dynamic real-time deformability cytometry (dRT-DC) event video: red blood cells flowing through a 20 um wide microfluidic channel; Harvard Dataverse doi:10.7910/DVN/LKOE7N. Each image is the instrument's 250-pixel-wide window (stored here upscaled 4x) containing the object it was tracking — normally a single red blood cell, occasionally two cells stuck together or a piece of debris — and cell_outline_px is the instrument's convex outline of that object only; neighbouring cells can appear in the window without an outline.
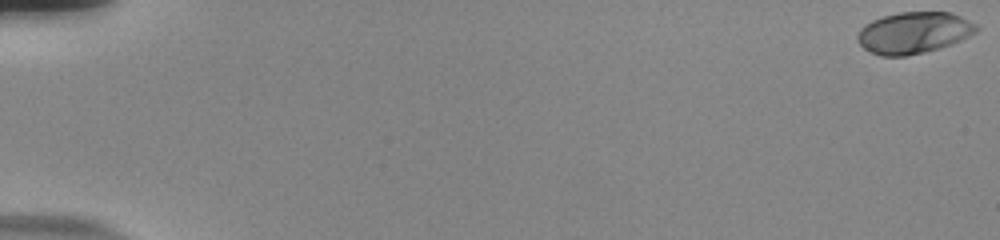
{"species": "human", "species_latin": "Homo sapiens", "temperature_condition": "room temperature", "stored_images_in_passage": 57, "camera_frame_rate_fps": 3000, "um_per_image_px": 0.085, "donor": {"sex": "male"}, "frame": {"image": 1, "passage_image": 1, "time_ms": 0.0, "image_size_px": [1000, 240], "cell_outline_px": [[980, 28], [976, 32], [952, 44], [940, 48], [924, 52], [904, 56], [880, 56], [868, 52], [856, 40], [856, 36], [860, 28], [864, 24], [872, 20], [884, 16], [900, 12], [952, 12], [976, 24]], "centroid_in_image_um": [77.64, 2.78], "position_along_channel_um": 7.4, "area_um2": 28.9}}
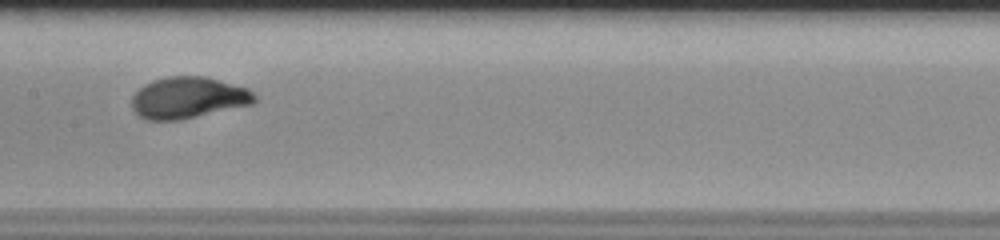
{"frame": {"image": 2, "passage_image": 31, "time_ms": 10.0, "image_size_px": [1000, 240], "cell_outline_px": [[256, 104], [180, 120], [144, 120], [132, 108], [132, 96], [144, 84], [152, 80], [168, 76], [204, 76], [248, 88], [256, 96]], "centroid_in_image_um": [16.02, 8.31], "position_along_channel_um": 191.4, "area_um2": 29.88}}
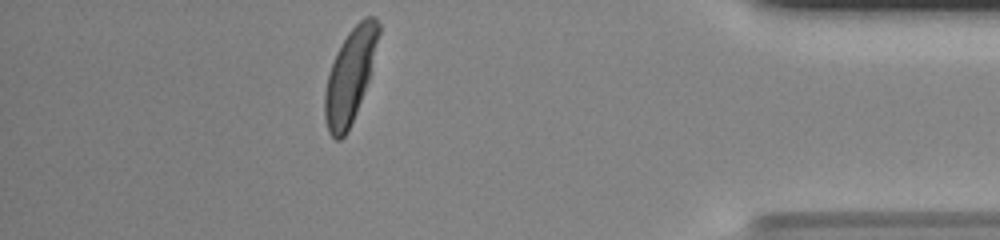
{"frame": {"image": 3, "passage_image": 51, "time_ms": 16.667, "image_size_px": [1000, 240], "cell_outline_px": [[380, 32], [368, 80], [356, 112], [344, 136], [340, 140], [336, 140], [328, 132], [324, 120], [324, 92], [328, 76], [336, 52], [348, 32], [364, 16], [376, 16], [380, 24]], "centroid_in_image_um": [29.74, 6.42], "position_along_channel_um": 405.5, "area_um2": 28.96}, "authors_computed_cell_mechanics": {"area_um2": 28.7266, "velocity_mm_per_s": 3.7501, "shape_relaxation_time_tau1_ms": 2.8852, "shape_relaxation_time_tau2_ms": null, "deformation_change_tau1": 0.1797, "deformation_change_tau2": null}}